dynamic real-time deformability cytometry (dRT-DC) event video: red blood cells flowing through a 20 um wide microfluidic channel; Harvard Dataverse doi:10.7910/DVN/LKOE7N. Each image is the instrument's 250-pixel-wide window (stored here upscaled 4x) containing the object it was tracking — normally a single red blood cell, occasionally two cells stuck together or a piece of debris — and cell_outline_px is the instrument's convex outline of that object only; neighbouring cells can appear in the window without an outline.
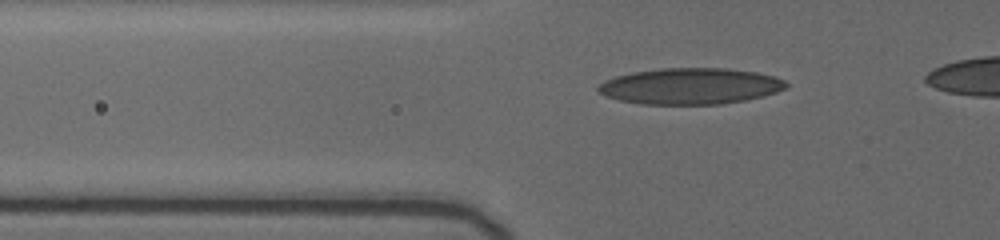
{"species": "human", "species_latin": "Homo sapiens", "temperature_condition": "cold", "stored_images_in_passage": 38, "camera_frame_rate_fps": 3000, "um_per_image_px": 0.085, "donor": {"sex": "female"}, "frame": {"image": 1, "passage_image": 17, "time_ms": 3.667, "image_size_px": [1000, 240], "cell_outline_px": [[788, 84], [784, 88], [776, 92], [744, 100], [720, 104], [640, 104], [620, 100], [604, 96], [596, 92], [596, 88], [604, 80], [616, 76], [632, 72], [660, 68], [724, 68], [756, 72], [772, 76], [784, 80]], "centroid_in_image_um": [58.6, 7.32], "position_along_channel_um": 67.2, "area_um2": 39.54}}
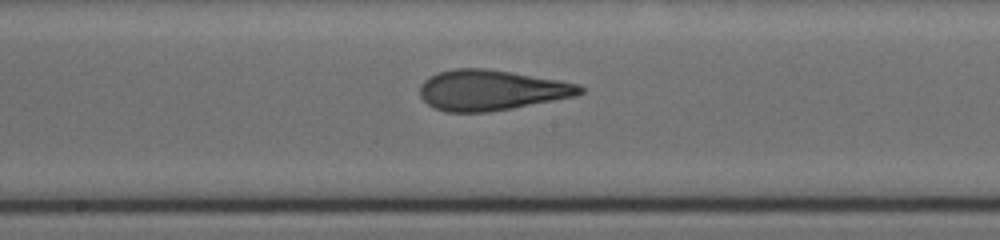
{"frame": {"image": 2, "passage_image": 31, "time_ms": 7.667, "image_size_px": [1000, 240], "cell_outline_px": [[584, 92], [576, 96], [512, 108], [488, 112], [444, 112], [432, 108], [420, 96], [420, 84], [428, 76], [452, 68], [484, 68], [560, 80], [580, 84], [584, 88]], "centroid_in_image_um": [41.74, 7.66], "position_along_channel_um": 206.5, "area_um2": 37.86}}
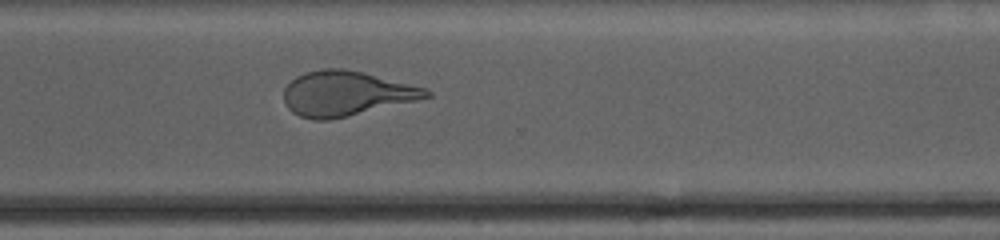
{"frame": {"image": 3, "passage_image": 38, "time_ms": 11.333, "image_size_px": [1000, 240], "cell_outline_px": [[432, 96], [416, 100], [348, 116], [328, 120], [312, 120], [300, 116], [292, 112], [284, 104], [284, 88], [296, 76], [304, 72], [324, 68], [344, 68], [364, 72], [424, 88], [432, 92]], "centroid_in_image_um": [29.37, 7.94], "position_along_channel_um": 341.2, "area_um2": 37.05}}